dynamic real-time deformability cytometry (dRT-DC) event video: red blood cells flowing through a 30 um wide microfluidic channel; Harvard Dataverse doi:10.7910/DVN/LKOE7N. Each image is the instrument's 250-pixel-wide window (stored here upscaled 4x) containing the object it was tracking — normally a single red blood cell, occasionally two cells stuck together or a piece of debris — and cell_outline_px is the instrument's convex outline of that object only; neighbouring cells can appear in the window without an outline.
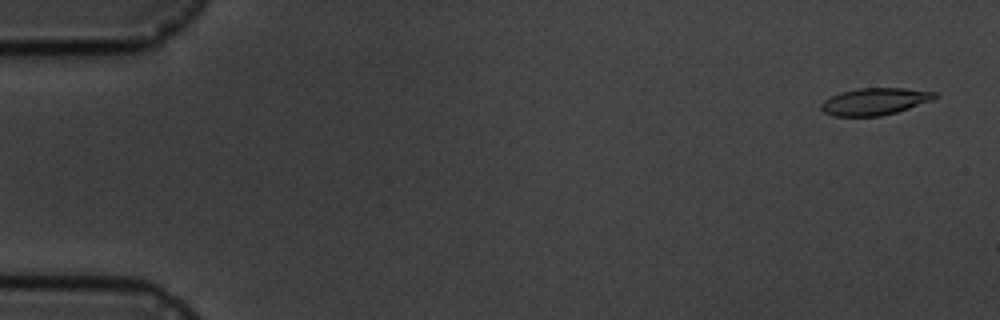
{"species": "common noctule bat (a hibernating species)", "species_latin": "Nyctalus noctula", "temperature_condition": "cold", "stored_images_in_passage": 9, "camera_frame_rate_fps": 3000, "um_per_image_px": 0.085, "animal": {"sex": "male", "body_mass_g": 19.5, "forearm_length_mm": 54.6}, "frame": {"image": 1, "passage_image": 1, "time_ms": 0.0, "image_size_px": [1000, 320], "cell_outline_px": [[940, 96], [932, 100], [896, 112], [880, 116], [832, 116], [824, 112], [820, 108], [820, 104], [824, 100], [840, 92], [856, 88], [904, 88], [936, 92]], "centroid_in_image_um": [74.34, 8.62], "position_along_channel_um": 10.7, "area_um2": 17.92}}
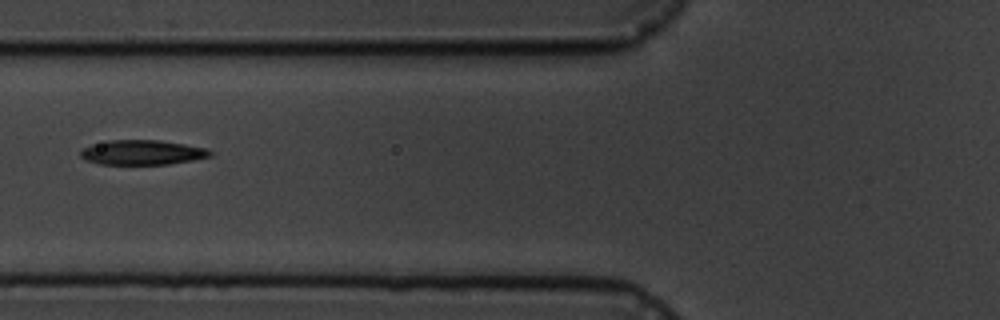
{"frame": {"image": 2, "passage_image": 7, "time_ms": 6.667, "image_size_px": [1000, 320], "cell_outline_px": [[212, 156], [192, 160], [168, 164], [100, 164], [84, 160], [80, 156], [80, 152], [84, 148], [92, 144], [108, 140], [160, 140], [208, 148], [212, 152]], "centroid_in_image_um": [12.09, 12.95], "position_along_channel_um": 113.7, "area_um2": 18.73}}
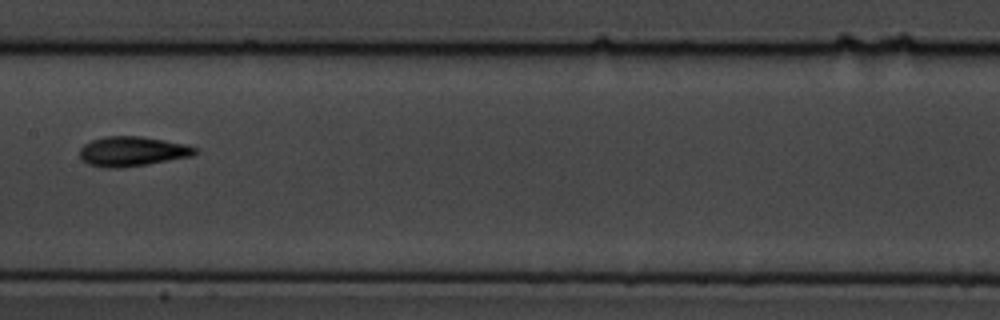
{"frame": {"image": 3, "passage_image": 9, "time_ms": 9.0, "image_size_px": [1000, 320], "cell_outline_px": [[196, 152], [192, 156], [148, 164], [120, 168], [104, 168], [88, 164], [80, 156], [80, 148], [84, 144], [92, 140], [104, 136], [140, 136], [188, 144], [196, 148]], "centroid_in_image_um": [11.24, 12.86], "position_along_channel_um": 196.2, "area_um2": 20.0}}